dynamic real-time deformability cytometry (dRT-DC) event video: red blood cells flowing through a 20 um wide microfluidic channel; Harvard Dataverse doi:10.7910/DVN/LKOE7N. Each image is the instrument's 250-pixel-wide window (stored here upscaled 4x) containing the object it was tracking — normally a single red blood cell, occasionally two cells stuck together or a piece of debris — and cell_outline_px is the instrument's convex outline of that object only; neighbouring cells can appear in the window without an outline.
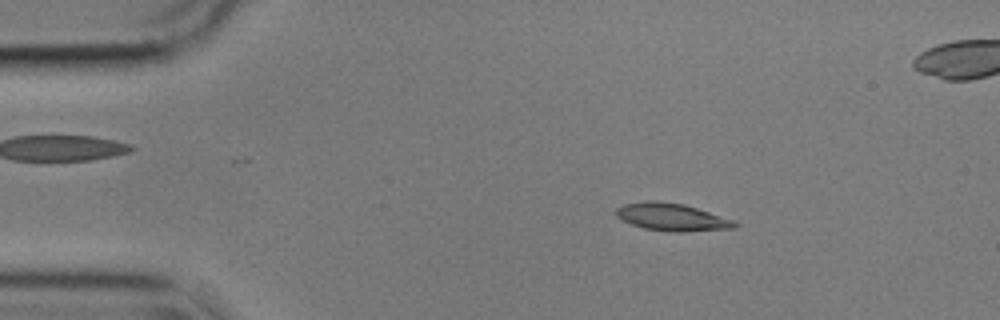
{"species": "common noctule bat (a hibernating species)", "species_latin": "Nyctalus noctula", "temperature_condition": "cold", "stored_images_in_passage": 55, "camera_frame_rate_fps": 3000, "um_per_image_px": 0.085, "animal": {"sex": "male", "body_mass_g": 17.9}, "frame": {"image": 1, "passage_image": 8, "time_ms": 2.333, "image_size_px": [1000, 320], "cell_outline_px": [[740, 224], [736, 228], [680, 232], [672, 232], [644, 228], [620, 220], [616, 216], [616, 208], [624, 204], [648, 200], [656, 200], [684, 204], [732, 220]], "centroid_in_image_um": [57.07, 18.45], "position_along_channel_um": 27.9, "area_um2": 18.96}}
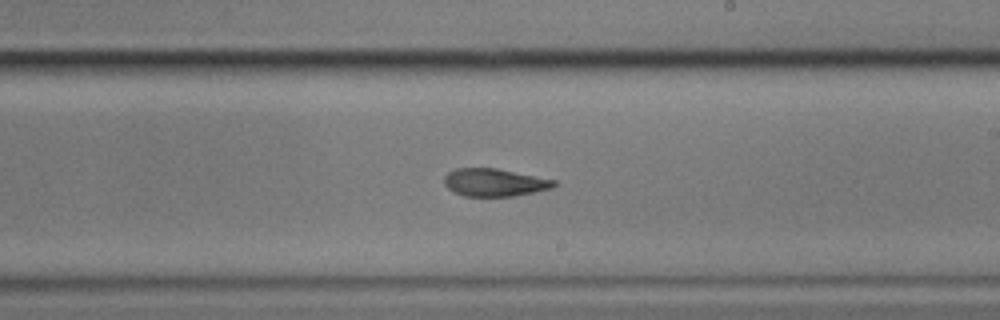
{"frame": {"image": 2, "passage_image": 31, "time_ms": 10.0, "image_size_px": [1000, 320], "cell_outline_px": [[556, 184], [552, 188], [512, 196], [464, 196], [448, 188], [444, 184], [444, 176], [448, 172], [456, 168], [496, 168], [556, 180]], "centroid_in_image_um": [42.01, 15.5], "position_along_channel_um": 247.0, "area_um2": 17.57}}
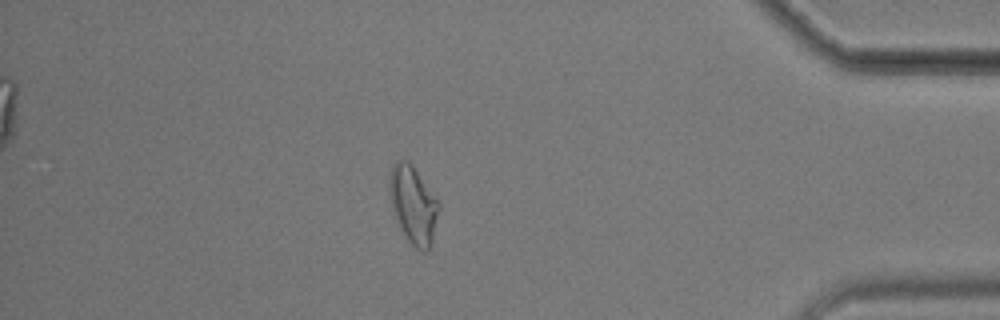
{"frame": {"image": 3, "passage_image": 47, "time_ms": 15.333, "image_size_px": [1000, 320], "cell_outline_px": [[440, 208], [432, 240], [428, 252], [424, 252], [416, 248], [408, 240], [400, 228], [396, 220], [392, 208], [388, 192], [388, 176], [396, 160], [408, 160], [412, 164], [440, 204]], "centroid_in_image_um": [35.1, 17.39], "position_along_channel_um": 400.1, "area_um2": 22.37}, "authors_computed_cell_mechanics": {"area_um2": 18.3804, "velocity_mm_per_s": 3.5802, "shape_relaxation_time_tau1_ms": 6.9602, "shape_relaxation_time_tau2_ms": 4.8243, "deformation_change_tau1": 0.1894, "deformation_change_tau2": 0.1228}}